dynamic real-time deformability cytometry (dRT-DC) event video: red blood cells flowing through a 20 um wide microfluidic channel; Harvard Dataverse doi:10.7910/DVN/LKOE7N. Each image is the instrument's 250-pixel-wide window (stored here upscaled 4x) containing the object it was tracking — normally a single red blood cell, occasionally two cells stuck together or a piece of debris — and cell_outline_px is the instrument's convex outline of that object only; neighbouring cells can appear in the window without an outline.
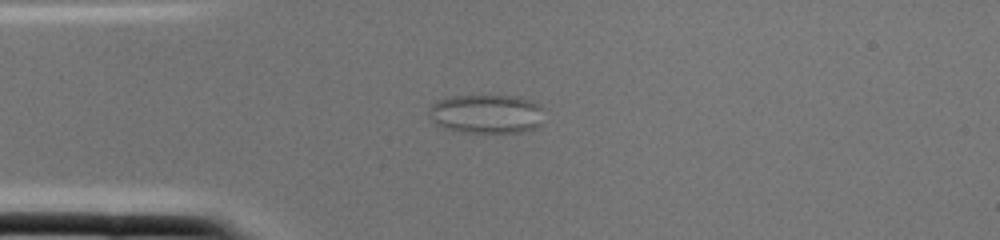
{"species": "common noctule bat (a hibernating species)", "species_latin": "Nyctalus noctula", "temperature_condition": "cold", "stored_images_in_passage": 1, "camera_frame_rate_fps": 3000, "um_per_image_px": 0.085, "animal": {"sex": "female", "body_mass_g": 22.0, "forearm_length_mm": 56.7}, "frame": {"image": 1, "passage_image": 1, "time_ms": 0.0, "image_size_px": [1000, 240], "cell_outline_px": [[544, 124], [536, 128], [524, 132], [464, 132], [444, 128], [436, 124], [428, 116], [428, 108], [436, 100], [452, 96], [516, 96], [532, 100], [540, 104], [544, 108]], "centroid_in_image_um": [41.4, 9.68], "position_along_channel_um": 43.6, "area_um2": 26.76}}